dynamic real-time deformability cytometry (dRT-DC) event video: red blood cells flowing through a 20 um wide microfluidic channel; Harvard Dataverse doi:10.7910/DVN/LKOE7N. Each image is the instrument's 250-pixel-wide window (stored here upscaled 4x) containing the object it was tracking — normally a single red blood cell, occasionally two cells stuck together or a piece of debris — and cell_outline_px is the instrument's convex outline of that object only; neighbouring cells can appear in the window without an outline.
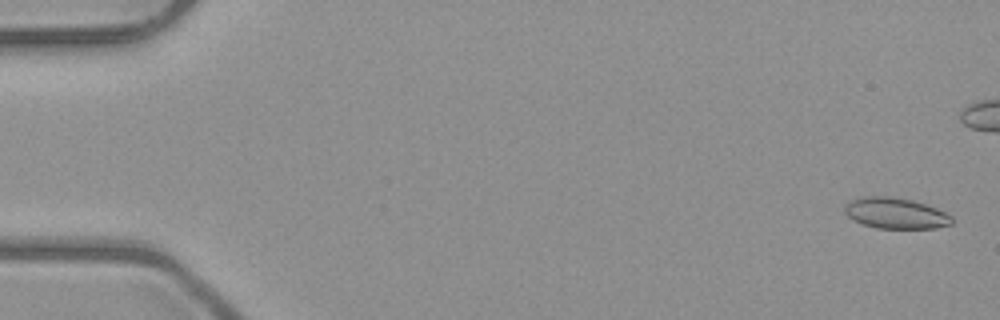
{"species": "common noctule bat (a hibernating species)", "species_latin": "Nyctalus noctula", "temperature_condition": "room temperature", "stored_images_in_passage": 5, "camera_frame_rate_fps": 3000, "um_per_image_px": 0.085, "animal": {"sex": "male", "body_mass_g": 23.1, "forearm_length_mm": 52.7}, "frame": {"image": 1, "passage_image": 1, "time_ms": 0.0, "image_size_px": [1000, 320], "cell_outline_px": [[952, 224], [936, 228], [876, 228], [852, 220], [844, 212], [844, 208], [852, 200], [860, 196], [888, 196], [912, 200], [936, 208], [952, 216]], "centroid_in_image_um": [76.11, 18.12], "position_along_channel_um": 8.9, "area_um2": 19.19}}